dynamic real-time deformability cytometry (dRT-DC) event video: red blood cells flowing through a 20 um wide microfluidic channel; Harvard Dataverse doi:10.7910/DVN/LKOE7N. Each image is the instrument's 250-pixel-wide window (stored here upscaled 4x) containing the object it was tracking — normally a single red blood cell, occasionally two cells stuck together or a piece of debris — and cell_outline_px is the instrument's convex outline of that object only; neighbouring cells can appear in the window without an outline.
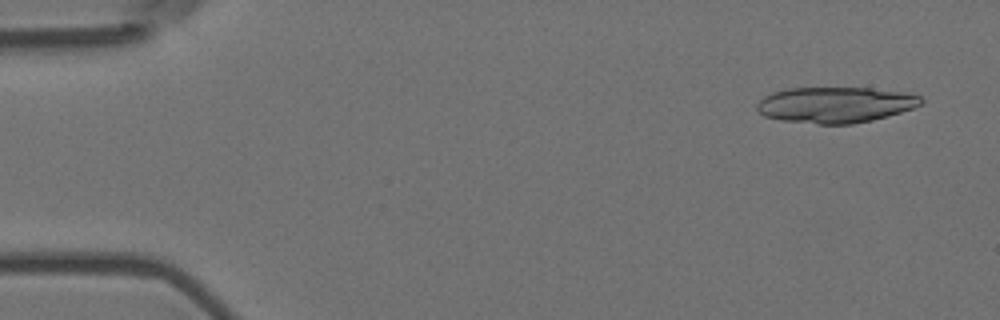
{"species": "Egyptian fruit bat (a non-hibernating species)", "species_latin": "Rousettus aegyptiacus", "temperature_condition": "room temperature", "stored_images_in_passage": 4, "camera_frame_rate_fps": 3000, "um_per_image_px": 0.085, "animal": {"sex": "female"}, "frame": {"image": 1, "passage_image": 1, "time_ms": 0.0, "image_size_px": [1000, 320], "cell_outline_px": [[924, 100], [920, 104], [912, 108], [900, 112], [872, 120], [852, 124], [820, 124], [780, 120], [764, 116], [756, 108], [756, 104], [764, 96], [772, 92], [788, 88], [868, 88], [900, 92], [920, 96]], "centroid_in_image_um": [70.95, 8.91], "position_along_channel_um": 14.0, "area_um2": 34.04}}